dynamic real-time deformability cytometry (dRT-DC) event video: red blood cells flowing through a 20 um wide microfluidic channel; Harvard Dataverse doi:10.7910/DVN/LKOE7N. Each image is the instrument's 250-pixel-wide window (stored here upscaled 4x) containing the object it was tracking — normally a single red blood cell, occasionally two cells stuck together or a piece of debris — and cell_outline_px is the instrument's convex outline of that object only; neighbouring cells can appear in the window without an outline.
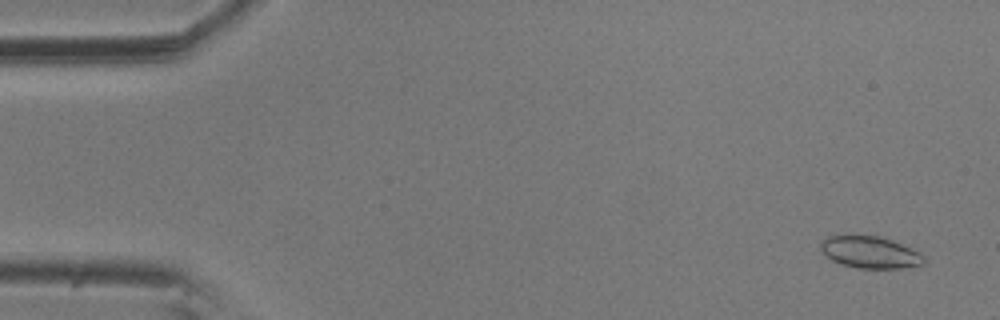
{"species": "common noctule bat (a hibernating species)", "species_latin": "Nyctalus noctula", "temperature_condition": "room temperature", "stored_images_in_passage": 3, "camera_frame_rate_fps": 3000, "um_per_image_px": 0.085, "animal": {"sex": "male", "body_mass_g": 20.5, "forearm_length_mm": 52.5}, "frame": {"image": 1, "passage_image": 1, "time_ms": 0.0, "image_size_px": [1000, 320], "cell_outline_px": [[924, 264], [900, 268], [856, 268], [840, 264], [832, 260], [820, 248], [820, 244], [828, 236], [880, 236], [892, 240], [912, 248], [920, 252], [924, 256]], "centroid_in_image_um": [73.99, 21.45], "position_along_channel_um": 11.0, "area_um2": 19.02}}